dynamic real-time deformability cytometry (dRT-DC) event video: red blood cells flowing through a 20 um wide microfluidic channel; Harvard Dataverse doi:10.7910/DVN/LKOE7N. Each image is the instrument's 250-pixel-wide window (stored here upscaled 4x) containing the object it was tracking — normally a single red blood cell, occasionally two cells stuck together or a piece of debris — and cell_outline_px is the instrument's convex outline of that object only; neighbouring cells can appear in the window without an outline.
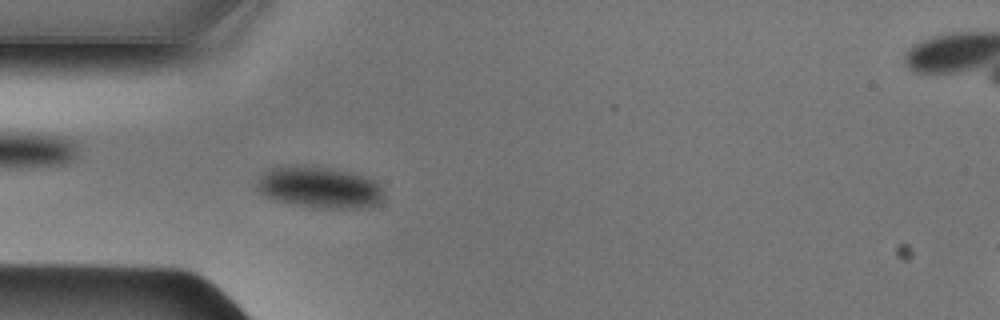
{"species": "Egyptian fruit bat (a non-hibernating species)", "species_latin": "Rousettus aegyptiacus", "temperature_condition": "cold", "stored_images_in_passage": 42, "camera_frame_rate_fps": 3000, "um_per_image_px": 0.085, "animal": {"sex": "male"}, "frame": {"image": 1, "passage_image": 7, "time_ms": 2.0, "image_size_px": [1000, 320], "cell_outline_px": [[384, 196], [380, 200], [372, 204], [356, 208], [312, 208], [292, 204], [276, 200], [264, 196], [256, 188], [256, 180], [264, 172], [272, 168], [304, 164], [332, 168], [364, 176], [376, 180]], "centroid_in_image_um": [27.08, 15.91], "position_along_channel_um": 57.9, "area_um2": 30.69}}
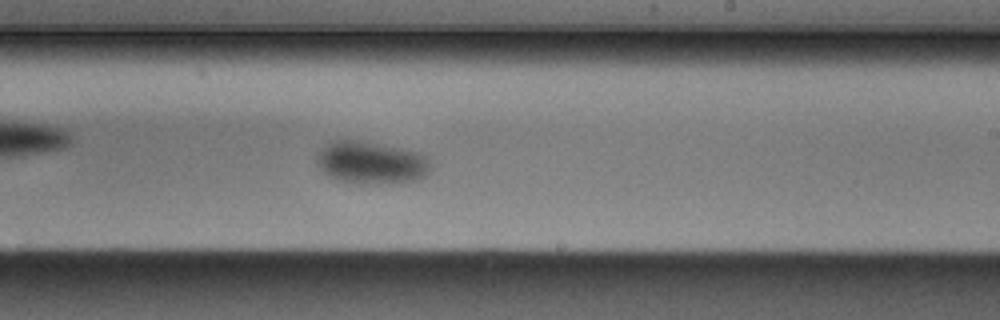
{"frame": {"image": 2, "passage_image": 22, "time_ms": 7.0, "image_size_px": [1000, 320], "cell_outline_px": [[432, 168], [424, 176], [416, 180], [388, 184], [360, 184], [336, 180], [328, 176], [316, 164], [316, 156], [332, 140], [352, 140], [376, 144], [420, 152], [428, 156]], "centroid_in_image_um": [31.57, 13.86], "position_along_channel_um": 257.4, "area_um2": 28.26}}
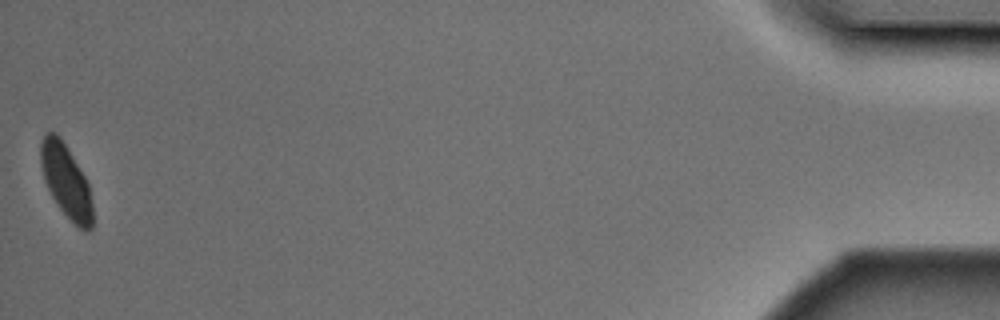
{"frame": {"image": 3, "passage_image": 42, "time_ms": 13.667, "image_size_px": [1000, 320], "cell_outline_px": [[92, 228], [88, 232], [84, 232], [60, 208], [52, 196], [44, 180], [40, 164], [40, 144], [44, 136], [48, 132], [56, 132], [60, 136], [84, 176], [88, 184], [92, 204]], "centroid_in_image_um": [5.6, 15.38], "position_along_channel_um": 429.6, "area_um2": 21.73}}